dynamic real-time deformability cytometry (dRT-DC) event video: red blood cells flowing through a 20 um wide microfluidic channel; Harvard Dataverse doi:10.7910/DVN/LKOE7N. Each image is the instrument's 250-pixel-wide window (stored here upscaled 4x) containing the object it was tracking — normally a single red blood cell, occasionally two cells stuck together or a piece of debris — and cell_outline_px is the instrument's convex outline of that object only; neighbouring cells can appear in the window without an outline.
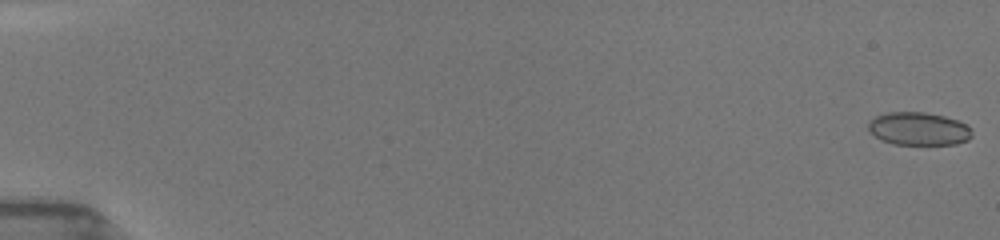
{"species": "common noctule bat (a hibernating species)", "species_latin": "Nyctalus noctula", "temperature_condition": "room temperature", "stored_images_in_passage": 21, "camera_frame_rate_fps": 3000, "um_per_image_px": 0.085, "animal": {"sex": "female", "body_mass_g": 19.5, "forearm_length_mm": 54.1}, "frame": {"image": 1, "passage_image": 1, "time_ms": 0.0, "image_size_px": [1000, 240], "cell_outline_px": [[972, 136], [968, 140], [956, 144], [892, 144], [880, 140], [868, 128], [868, 124], [876, 116], [884, 112], [924, 112], [944, 116], [956, 120], [972, 128]], "centroid_in_image_um": [78.09, 10.95], "position_along_channel_um": 6.9, "area_um2": 19.88}}